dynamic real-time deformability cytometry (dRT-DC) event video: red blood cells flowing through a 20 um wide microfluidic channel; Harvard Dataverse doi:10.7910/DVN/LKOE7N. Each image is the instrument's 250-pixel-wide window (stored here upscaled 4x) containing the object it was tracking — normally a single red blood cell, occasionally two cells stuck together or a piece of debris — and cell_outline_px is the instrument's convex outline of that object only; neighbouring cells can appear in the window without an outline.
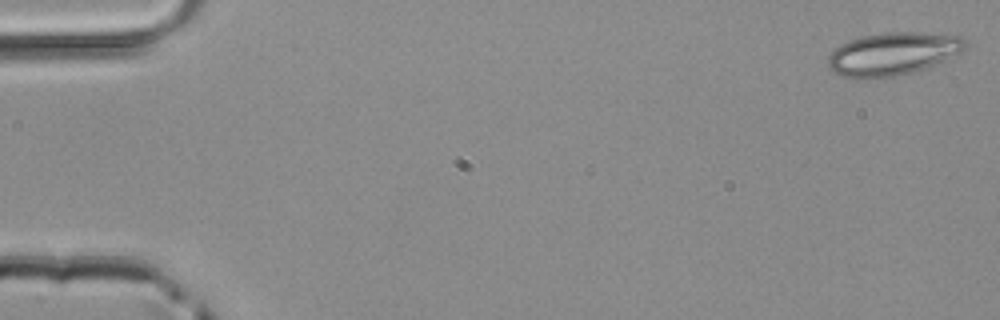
{"species": "common noctule bat (a hibernating species)", "species_latin": "Nyctalus noctula", "temperature_condition": "room temperature", "stored_images_in_passage": 13, "camera_frame_rate_fps": 3000, "um_per_image_px": 0.085, "animal": {"sex": "male", "body_mass_g": 20.4}, "frame": {"image": 1, "passage_image": 1, "time_ms": 0.0, "image_size_px": [1000, 320], "cell_outline_px": [[968, 44], [960, 52], [916, 72], [896, 76], [868, 80], [856, 80], [840, 76], [832, 72], [828, 68], [828, 56], [840, 44], [848, 40], [864, 36], [884, 32], [912, 32], [964, 36], [968, 40]], "centroid_in_image_um": [75.83, 4.6], "position_along_channel_um": 9.2, "area_um2": 34.8}}